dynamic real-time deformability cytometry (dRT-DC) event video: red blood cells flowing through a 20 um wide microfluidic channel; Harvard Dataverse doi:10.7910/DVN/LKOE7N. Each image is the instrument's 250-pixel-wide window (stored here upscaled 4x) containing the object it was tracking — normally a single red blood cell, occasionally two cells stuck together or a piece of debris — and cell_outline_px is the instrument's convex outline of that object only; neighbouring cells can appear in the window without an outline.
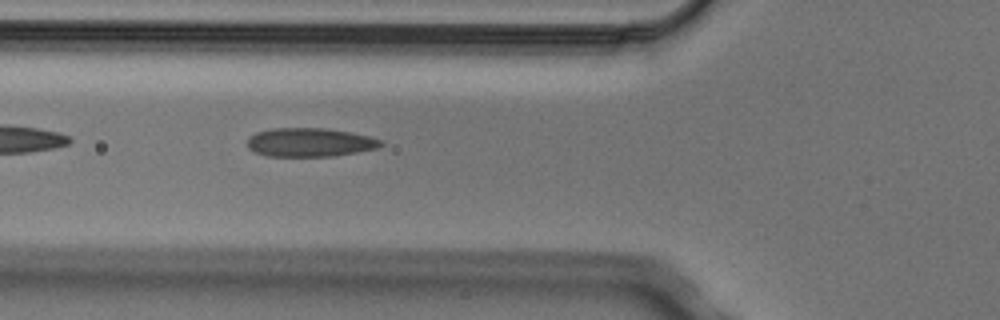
{"species": "Egyptian fruit bat (a non-hibernating species)", "species_latin": "Rousettus aegyptiacus", "temperature_condition": "cold", "stored_images_in_passage": 4, "camera_frame_rate_fps": 3000, "um_per_image_px": 0.085, "animal": {"sex": "male"}, "frame": {"image": 1, "passage_image": 4, "time_ms": 1.0, "image_size_px": [1000, 320], "cell_outline_px": [[384, 144], [376, 148], [356, 152], [332, 156], [268, 156], [256, 152], [248, 148], [248, 136], [256, 132], [272, 128], [324, 128], [348, 132], [368, 136], [384, 140]], "centroid_in_image_um": [26.32, 12.09], "position_along_channel_um": 99.5, "area_um2": 22.25}}